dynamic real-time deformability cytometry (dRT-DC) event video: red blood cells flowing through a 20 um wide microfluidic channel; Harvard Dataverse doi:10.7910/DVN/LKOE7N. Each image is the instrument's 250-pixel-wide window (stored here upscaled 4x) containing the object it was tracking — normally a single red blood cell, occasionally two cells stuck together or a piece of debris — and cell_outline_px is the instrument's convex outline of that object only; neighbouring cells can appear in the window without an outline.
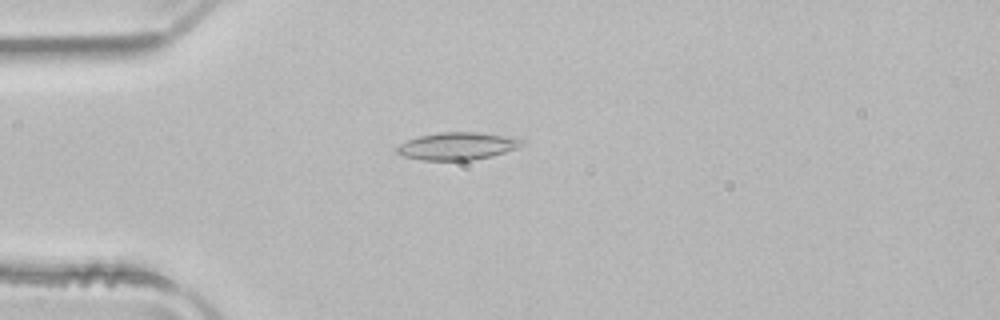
{"species": "common noctule bat (a hibernating species)", "species_latin": "Nyctalus noctula", "temperature_condition": "room temperature", "stored_images_in_passage": 48, "camera_frame_rate_fps": 3000, "um_per_image_px": 0.085, "animal": {"sex": "male", "body_mass_g": 21.5, "forearm_length_mm": 52.0}, "frame": {"image": 1, "passage_image": 11, "time_ms": 3.333, "image_size_px": [1000, 320], "cell_outline_px": [[528, 140], [524, 144], [516, 148], [492, 156], [472, 160], [420, 160], [404, 156], [396, 152], [396, 148], [400, 144], [408, 140], [420, 136], [440, 132], [480, 132], [512, 136]], "centroid_in_image_um": [38.94, 12.4], "position_along_channel_um": 46.1, "area_um2": 20.17}}
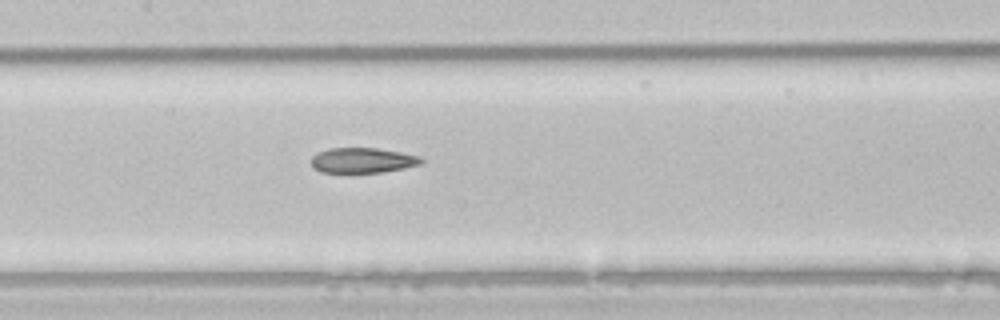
{"frame": {"image": 2, "passage_image": 22, "time_ms": 7.0, "image_size_px": [1000, 320], "cell_outline_px": [[424, 160], [420, 164], [404, 168], [380, 172], [320, 172], [312, 168], [312, 156], [328, 148], [376, 148], [400, 152], [420, 156]], "centroid_in_image_um": [30.81, 13.62], "position_along_channel_um": 176.6, "area_um2": 16.01}}
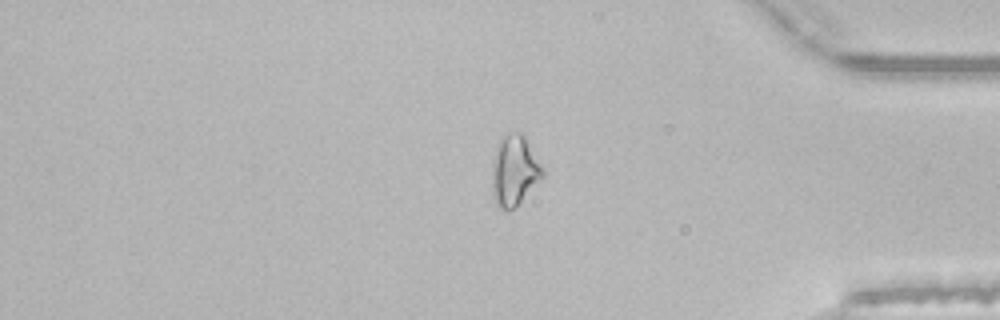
{"frame": {"image": 3, "passage_image": 40, "time_ms": 13.0, "image_size_px": [1000, 320], "cell_outline_px": [[544, 176], [508, 212], [500, 208], [496, 204], [492, 196], [492, 164], [496, 148], [500, 136], [504, 132], [524, 132], [544, 168]], "centroid_in_image_um": [43.71, 14.42], "position_along_channel_um": 391.5, "area_um2": 21.1}, "authors_computed_cell_mechanics": {"area_um2": 18.9006, "velocity_mm_per_s": 3.9961, "shape_relaxation_time_tau1_ms": 6.158, "shape_relaxation_time_tau2_ms": 3.5328, "deformation_change_tau1": 0.1403, "deformation_change_tau2": 0.1178}}